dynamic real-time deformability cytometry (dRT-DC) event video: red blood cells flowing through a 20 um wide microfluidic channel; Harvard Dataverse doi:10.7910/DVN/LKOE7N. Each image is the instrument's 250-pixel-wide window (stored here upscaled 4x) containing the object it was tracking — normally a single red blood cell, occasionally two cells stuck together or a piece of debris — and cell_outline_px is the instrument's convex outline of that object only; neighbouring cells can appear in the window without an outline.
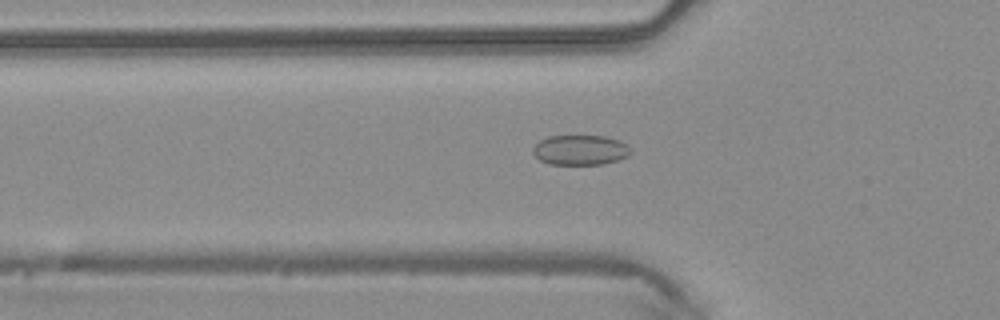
{"species": "common noctule bat (a hibernating species)", "species_latin": "Nyctalus noctula", "temperature_condition": "warm", "stored_images_in_passage": 46, "camera_frame_rate_fps": 3000, "um_per_image_px": 0.085, "animal": {"sex": "male", "body_mass_g": 20.4}, "frame": {"image": 1, "passage_image": 15, "time_ms": 4.667, "image_size_px": [1000, 320], "cell_outline_px": [[632, 152], [628, 156], [604, 164], [548, 164], [540, 160], [532, 152], [532, 148], [540, 140], [548, 136], [604, 136], [620, 140], [628, 144]], "centroid_in_image_um": [49.34, 12.74], "position_along_channel_um": 76.5, "area_um2": 17.17}}
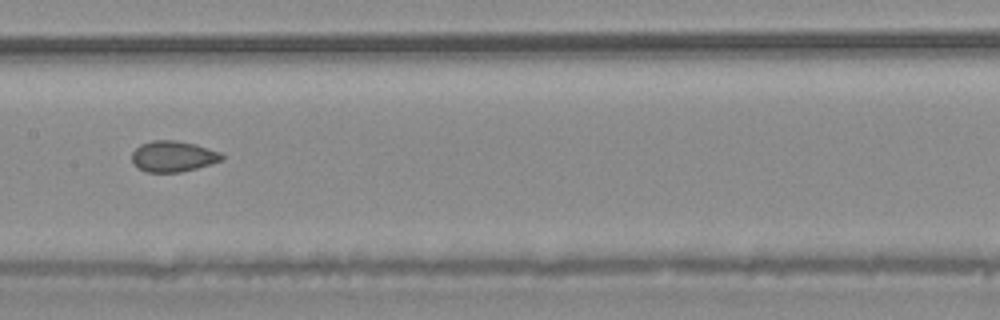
{"frame": {"image": 2, "passage_image": 23, "time_ms": 7.333, "image_size_px": [1000, 320], "cell_outline_px": [[224, 160], [196, 168], [180, 172], [144, 172], [136, 168], [132, 164], [132, 152], [140, 144], [152, 140], [172, 140], [192, 144], [220, 152], [224, 156]], "centroid_in_image_um": [14.66, 13.3], "position_along_channel_um": 192.7, "area_um2": 16.18}}
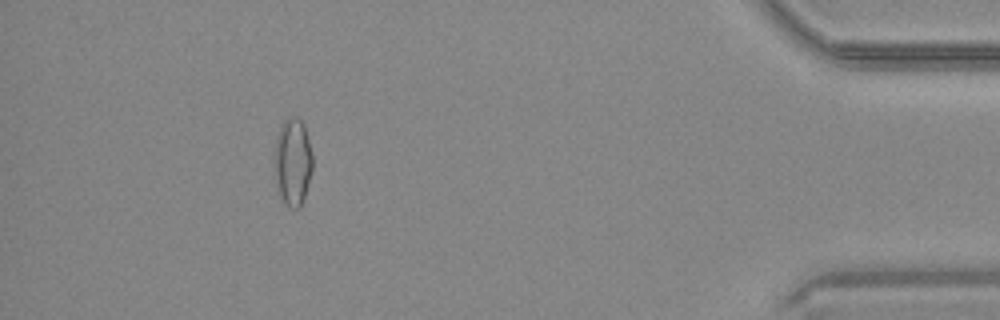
{"frame": {"image": 3, "passage_image": 42, "time_ms": 13.667, "image_size_px": [1000, 320], "cell_outline_px": [[312, 168], [304, 200], [300, 208], [288, 208], [280, 196], [272, 164], [276, 136], [284, 120], [292, 116], [300, 120], [304, 124], [312, 152]], "centroid_in_image_um": [24.86, 13.78], "position_along_channel_um": 410.3, "area_um2": 19.77}}